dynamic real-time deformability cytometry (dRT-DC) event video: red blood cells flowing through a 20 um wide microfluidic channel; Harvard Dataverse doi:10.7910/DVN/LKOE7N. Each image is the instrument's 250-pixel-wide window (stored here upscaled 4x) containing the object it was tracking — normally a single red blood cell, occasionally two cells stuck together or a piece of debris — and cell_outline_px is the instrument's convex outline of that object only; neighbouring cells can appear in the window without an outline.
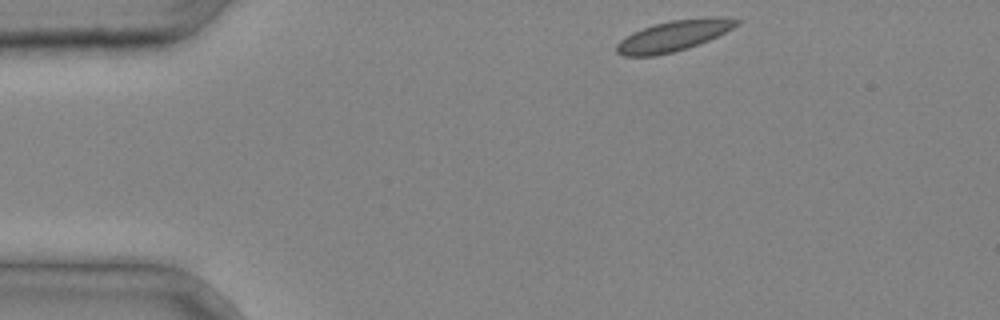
{"species": "common noctule bat (a hibernating species)", "species_latin": "Nyctalus noctula", "temperature_condition": "cold", "stored_images_in_passage": 3, "segment_of_instrument_passage": [1, 2], "camera_frame_rate_fps": 3000, "um_per_image_px": 0.085, "animal": {"sex": "male", "body_mass_g": 20.4}, "frame": {"image": 1, "passage_image": 1, "time_ms": 0.0, "image_size_px": [1000, 320], "cell_outline_px": [[740, 24], [708, 40], [688, 48], [656, 56], [624, 56], [616, 52], [616, 44], [620, 40], [632, 32], [652, 24], [672, 20], [712, 16], [724, 16], [740, 20]], "centroid_in_image_um": [57.25, 3.03], "position_along_channel_um": 27.7, "area_um2": 21.62}}